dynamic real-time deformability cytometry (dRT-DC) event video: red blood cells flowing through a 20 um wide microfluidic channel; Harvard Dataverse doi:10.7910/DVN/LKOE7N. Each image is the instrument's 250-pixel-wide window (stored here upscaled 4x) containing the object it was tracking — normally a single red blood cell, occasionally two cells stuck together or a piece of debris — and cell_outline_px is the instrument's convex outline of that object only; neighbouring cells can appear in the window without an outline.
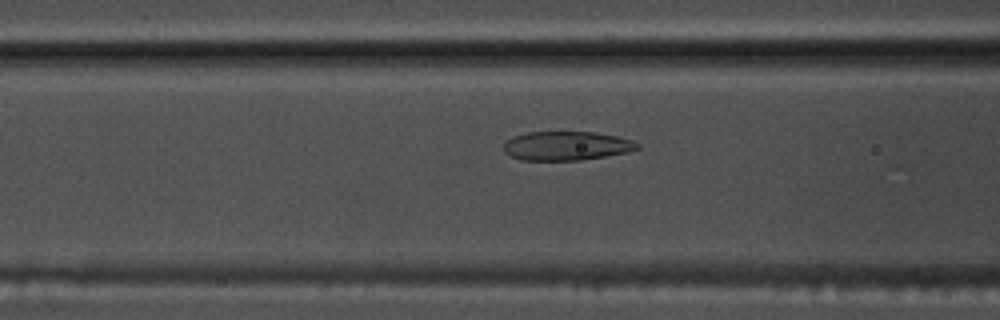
{"species": "common noctule bat (a hibernating species)", "species_latin": "Nyctalus noctula", "temperature_condition": "warm", "stored_images_in_passage": 42, "camera_frame_rate_fps": 3000, "um_per_image_px": 0.085, "animal": {"sex": "male", "body_mass_g": 17.5, "forearm_length_mm": 52.3}, "frame": {"image": 1, "passage_image": 10, "time_ms": 3.0, "image_size_px": [1000, 320], "cell_outline_px": [[640, 148], [628, 152], [580, 160], [520, 160], [508, 156], [504, 152], [504, 144], [512, 136], [528, 132], [592, 132], [616, 136], [632, 140], [640, 144]], "centroid_in_image_um": [48.13, 12.4], "position_along_channel_um": 118.5, "area_um2": 22.6}}
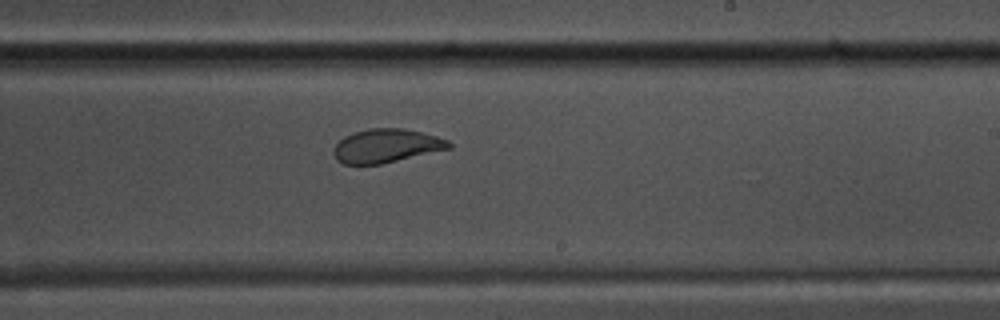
{"frame": {"image": 2, "passage_image": 21, "time_ms": 6.667, "image_size_px": [1000, 320], "cell_outline_px": [[452, 148], [380, 164], [344, 164], [336, 160], [332, 152], [332, 148], [344, 136], [352, 132], [368, 128], [404, 128], [436, 136], [448, 140], [452, 144]], "centroid_in_image_um": [32.8, 12.39], "position_along_channel_um": 256.2, "area_um2": 22.72}}
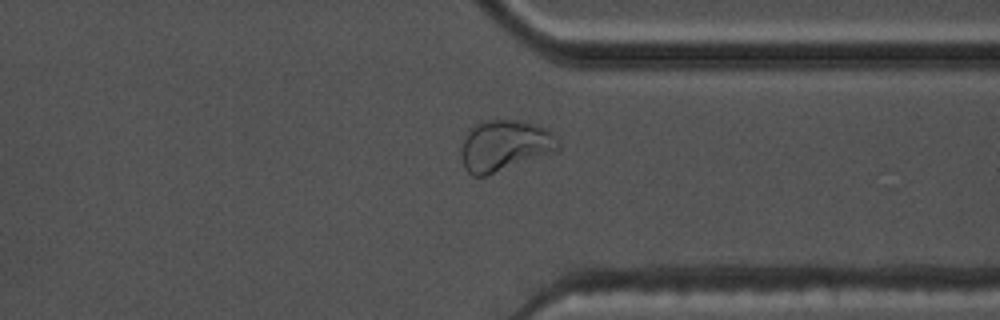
{"frame": {"image": 3, "passage_image": 30, "time_ms": 9.667, "image_size_px": [1000, 320], "cell_outline_px": [[560, 148], [552, 152], [484, 176], [472, 176], [464, 168], [460, 156], [460, 148], [464, 136], [468, 128], [472, 124], [480, 120], [516, 120], [532, 124], [544, 128], [552, 132], [560, 140]], "centroid_in_image_um": [42.82, 12.35], "position_along_channel_um": 368.6, "area_um2": 28.9}}